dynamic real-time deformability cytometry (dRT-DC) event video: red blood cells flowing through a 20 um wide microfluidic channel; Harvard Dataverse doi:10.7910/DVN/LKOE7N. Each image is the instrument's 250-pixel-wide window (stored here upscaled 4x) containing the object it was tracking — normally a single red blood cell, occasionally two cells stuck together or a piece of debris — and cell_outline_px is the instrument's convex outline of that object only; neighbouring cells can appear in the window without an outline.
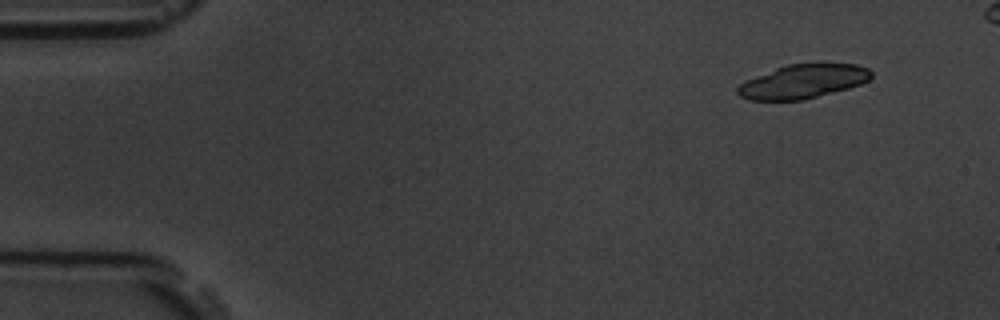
{"species": "common noctule bat (a hibernating species)", "species_latin": "Nyctalus noctula", "temperature_condition": "room temperature", "stored_images_in_passage": 10, "camera_frame_rate_fps": 3000, "um_per_image_px": 0.085, "animal": {"sex": "male", "body_mass_g": 19.5, "forearm_length_mm": 54.6}, "frame": {"image": 1, "passage_image": 1, "time_ms": 0.0, "image_size_px": [1000, 320], "cell_outline_px": [[872, 76], [868, 80], [860, 84], [848, 88], [804, 100], [748, 100], [740, 96], [736, 92], [736, 88], [744, 80], [776, 68], [788, 64], [856, 64], [868, 68], [872, 72]], "centroid_in_image_um": [68.22, 6.93], "position_along_channel_um": 16.8, "area_um2": 26.3}}
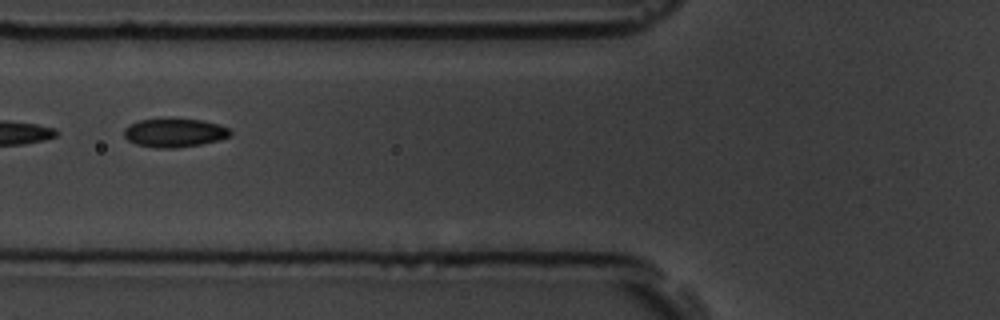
{"frame": {"image": 2, "passage_image": 6, "time_ms": 1.667, "image_size_px": [1000, 320], "cell_outline_px": [[232, 136], [220, 140], [200, 144], [176, 148], [156, 148], [136, 144], [128, 140], [124, 136], [124, 128], [128, 124], [140, 120], [164, 116], [204, 120], [220, 124], [228, 128], [232, 132]], "centroid_in_image_um": [14.83, 11.24], "position_along_channel_um": 111.0, "area_um2": 18.55}}
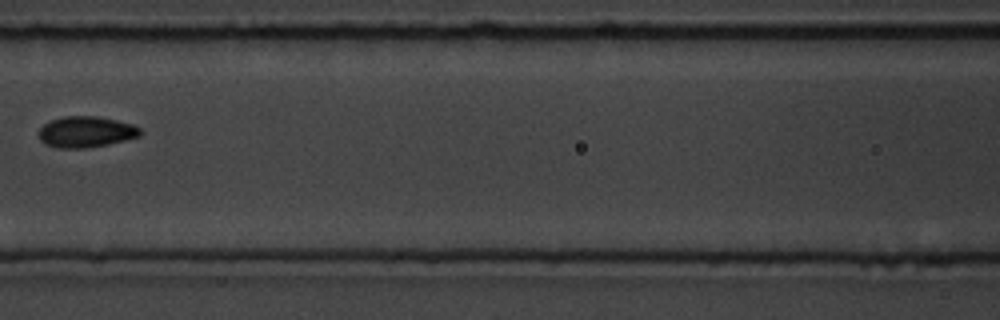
{"frame": {"image": 3, "passage_image": 7, "time_ms": 2.0, "image_size_px": [1000, 320], "cell_outline_px": [[144, 132], [140, 136], [108, 144], [88, 148], [56, 148], [44, 144], [40, 140], [40, 128], [44, 124], [52, 120], [64, 116], [96, 116], [116, 120], [132, 124], [140, 128]], "centroid_in_image_um": [7.32, 11.22], "position_along_channel_um": 159.3, "area_um2": 18.38}}